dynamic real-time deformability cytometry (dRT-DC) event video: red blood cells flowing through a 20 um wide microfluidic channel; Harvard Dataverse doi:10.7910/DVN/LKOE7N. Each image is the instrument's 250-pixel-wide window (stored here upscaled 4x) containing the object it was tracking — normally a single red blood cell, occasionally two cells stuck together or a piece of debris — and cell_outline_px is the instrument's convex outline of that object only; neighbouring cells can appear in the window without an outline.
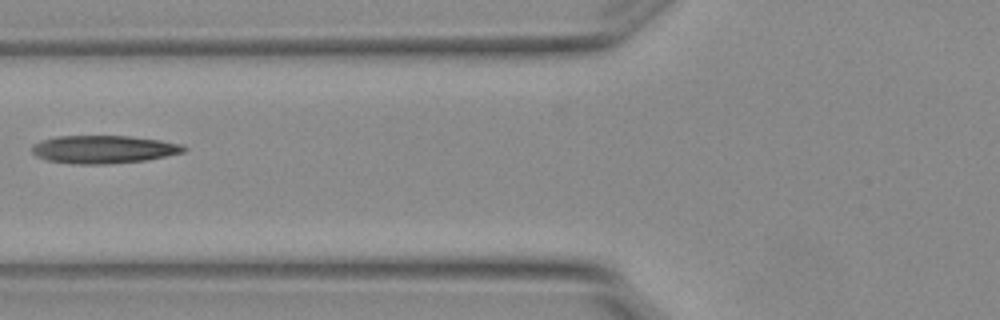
{"species": "Egyptian fruit bat (a non-hibernating species)", "species_latin": "Rousettus aegyptiacus", "temperature_condition": "warm", "stored_images_in_passage": 3, "camera_frame_rate_fps": 3000, "um_per_image_px": 0.085, "animal": {"sex": "female"}, "frame": {"image": 1, "passage_image": 2, "time_ms": 0.333, "image_size_px": [1000, 320], "cell_outline_px": [[188, 148], [184, 152], [144, 160], [104, 164], [76, 164], [44, 160], [36, 156], [32, 152], [32, 144], [40, 140], [56, 136], [128, 136], [160, 140], [184, 144]], "centroid_in_image_um": [8.77, 12.69], "position_along_channel_um": 117.0, "area_um2": 24.8}}
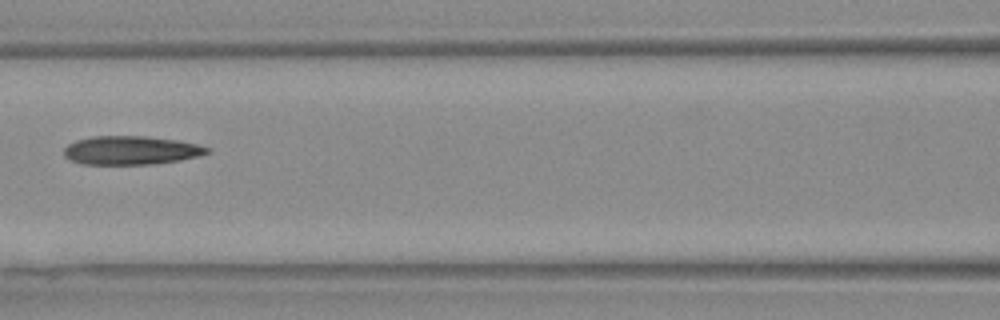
{"frame": {"image": 2, "passage_image": 3, "time_ms": 0.667, "image_size_px": [1000, 320], "cell_outline_px": [[212, 152], [180, 160], [152, 164], [84, 164], [68, 160], [64, 156], [64, 148], [68, 144], [76, 140], [92, 136], [144, 136], [176, 140], [196, 144], [212, 148]], "centroid_in_image_um": [11.12, 12.78], "position_along_channel_um": 155.5, "area_um2": 23.93}}